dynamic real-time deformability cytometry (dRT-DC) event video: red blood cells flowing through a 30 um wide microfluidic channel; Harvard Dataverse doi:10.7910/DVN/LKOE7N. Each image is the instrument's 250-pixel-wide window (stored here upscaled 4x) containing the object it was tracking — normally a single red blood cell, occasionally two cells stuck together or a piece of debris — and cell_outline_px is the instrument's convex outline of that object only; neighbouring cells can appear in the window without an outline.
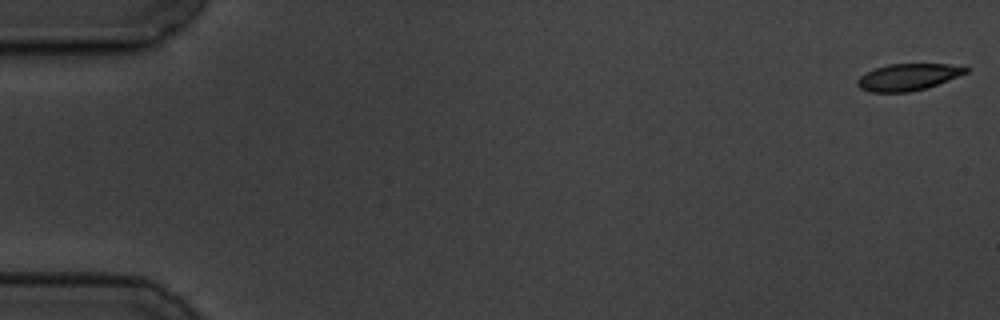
{"species": "common noctule bat (a hibernating species)", "species_latin": "Nyctalus noctula", "temperature_condition": "cold", "stored_images_in_passage": 9, "camera_frame_rate_fps": 3000, "um_per_image_px": 0.085, "animal": {"sex": "male", "body_mass_g": 19.5, "forearm_length_mm": 54.6}, "frame": {"image": 1, "passage_image": 1, "time_ms": 0.0, "image_size_px": [1000, 320], "cell_outline_px": [[968, 72], [948, 80], [924, 88], [908, 92], [868, 92], [860, 88], [856, 84], [856, 80], [860, 76], [876, 68], [888, 64], [948, 64], [968, 68]], "centroid_in_image_um": [77.13, 6.55], "position_along_channel_um": 7.9, "area_um2": 16.65}}
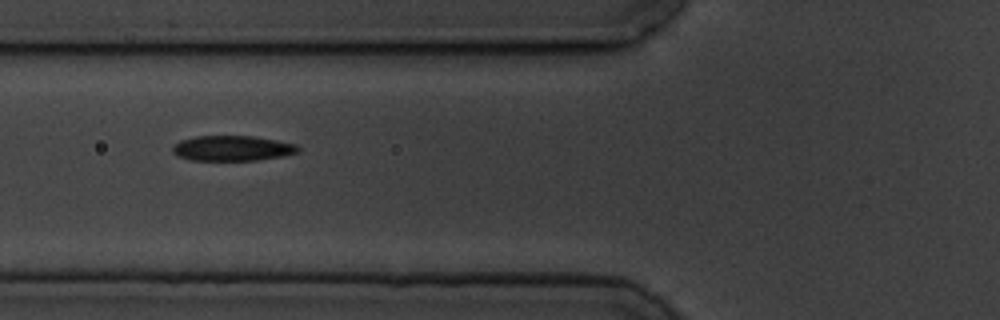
{"frame": {"image": 2, "passage_image": 7, "time_ms": 7.0, "image_size_px": [1000, 320], "cell_outline_px": [[300, 152], [284, 156], [256, 160], [192, 160], [176, 156], [172, 152], [172, 144], [180, 140], [196, 136], [252, 136], [276, 140], [296, 144], [300, 148]], "centroid_in_image_um": [19.73, 12.6], "position_along_channel_um": 106.1, "area_um2": 18.61}}
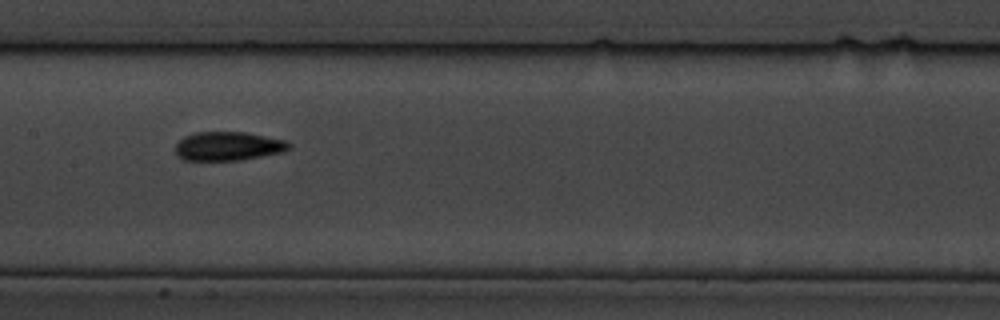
{"frame": {"image": 3, "passage_image": 9, "time_ms": 9.333, "image_size_px": [1000, 320], "cell_outline_px": [[292, 148], [284, 152], [240, 160], [184, 160], [176, 152], [176, 144], [184, 136], [196, 132], [244, 132], [284, 140], [292, 144]], "centroid_in_image_um": [19.43, 12.42], "position_along_channel_um": 188.0, "area_um2": 19.02}}